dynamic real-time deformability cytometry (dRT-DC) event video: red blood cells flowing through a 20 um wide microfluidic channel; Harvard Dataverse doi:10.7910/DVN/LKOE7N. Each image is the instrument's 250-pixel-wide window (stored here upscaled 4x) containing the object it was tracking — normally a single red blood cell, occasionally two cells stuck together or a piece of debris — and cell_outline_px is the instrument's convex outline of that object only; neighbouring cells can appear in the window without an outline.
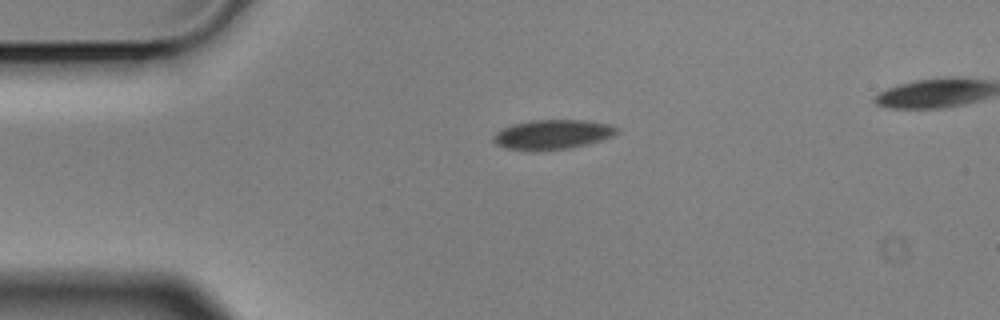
{"species": "Egyptian fruit bat (a non-hibernating species)", "species_latin": "Rousettus aegyptiacus", "temperature_condition": "cold", "stored_images_in_passage": 3, "segment_of_instrument_passage": [1, 2], "camera_frame_rate_fps": 3000, "um_per_image_px": 0.085, "animal": {"sex": "male"}, "frame": {"image": 1, "passage_image": 1, "time_ms": 0.0, "image_size_px": [1000, 320], "cell_outline_px": [[616, 132], [612, 136], [588, 144], [568, 148], [504, 148], [496, 144], [492, 140], [492, 136], [496, 132], [512, 124], [532, 120], [584, 120], [608, 124], [616, 128]], "centroid_in_image_um": [46.94, 11.39], "position_along_channel_um": 38.1, "area_um2": 20.4}}